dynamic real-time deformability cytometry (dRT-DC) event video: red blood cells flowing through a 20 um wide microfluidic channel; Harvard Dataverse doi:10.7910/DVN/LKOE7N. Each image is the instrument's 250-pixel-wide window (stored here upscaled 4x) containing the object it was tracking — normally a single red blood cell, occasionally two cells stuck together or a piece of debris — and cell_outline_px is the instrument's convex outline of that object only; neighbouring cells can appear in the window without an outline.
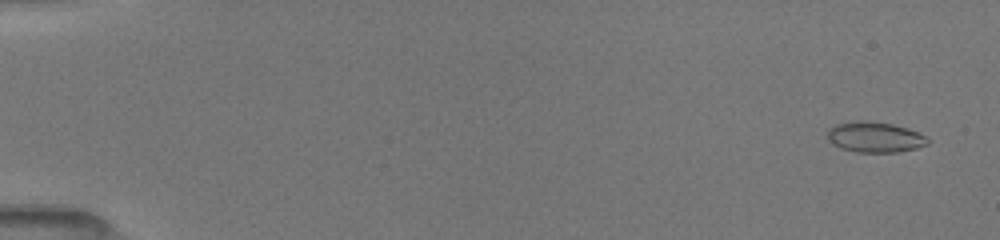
{"species": "common noctule bat (a hibernating species)", "species_latin": "Nyctalus noctula", "temperature_condition": "room temperature", "stored_images_in_passage": 52, "camera_frame_rate_fps": 3000, "um_per_image_px": 0.085, "animal": {"sex": "female", "body_mass_g": 19.5, "forearm_length_mm": 54.1}, "frame": {"image": 1, "passage_image": 3, "time_ms": 0.667, "image_size_px": [1000, 240], "cell_outline_px": [[928, 144], [916, 148], [896, 152], [856, 152], [840, 148], [832, 144], [828, 140], [828, 128], [836, 124], [856, 120], [868, 120], [892, 124], [916, 132], [924, 136], [928, 140]], "centroid_in_image_um": [74.3, 11.65], "position_along_channel_um": 10.7, "area_um2": 17.74}}
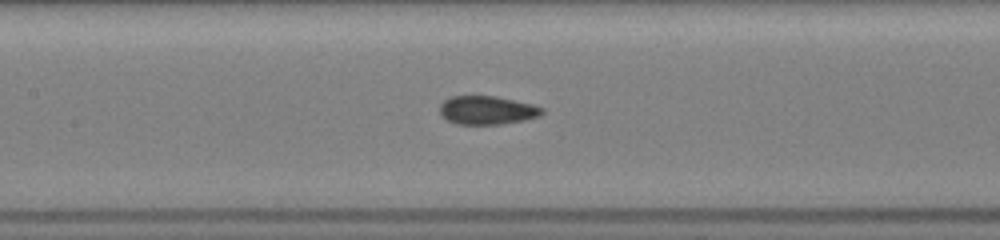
{"frame": {"image": 2, "passage_image": 26, "time_ms": 8.333, "image_size_px": [1000, 240], "cell_outline_px": [[544, 112], [540, 116], [524, 120], [500, 124], [456, 124], [440, 116], [440, 104], [444, 100], [452, 96], [496, 96], [532, 104], [544, 108]], "centroid_in_image_um": [41.4, 9.37], "position_along_channel_um": 166.0, "area_um2": 17.05}}
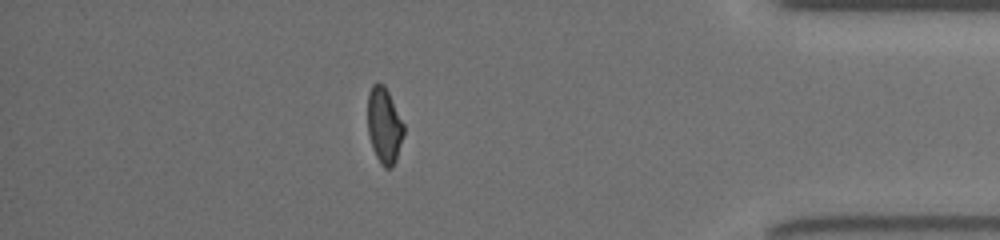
{"frame": {"image": 3, "passage_image": 46, "time_ms": 15.0, "image_size_px": [1000, 240], "cell_outline_px": [[404, 132], [396, 160], [392, 168], [384, 168], [380, 164], [372, 148], [368, 132], [368, 92], [372, 84], [384, 84], [404, 124]], "centroid_in_image_um": [32.65, 10.69], "position_along_channel_um": 402.5, "area_um2": 15.9}, "authors_computed_cell_mechanics": {"area_um2": 16.9643, "velocity_mm_per_s": 4.0476, "shape_relaxation_time_tau1_ms": 10.8792, "shape_relaxation_time_tau2_ms": 1.0002, "deformation_change_tau1": 0.2284, "deformation_change_tau2": 0.0614}}